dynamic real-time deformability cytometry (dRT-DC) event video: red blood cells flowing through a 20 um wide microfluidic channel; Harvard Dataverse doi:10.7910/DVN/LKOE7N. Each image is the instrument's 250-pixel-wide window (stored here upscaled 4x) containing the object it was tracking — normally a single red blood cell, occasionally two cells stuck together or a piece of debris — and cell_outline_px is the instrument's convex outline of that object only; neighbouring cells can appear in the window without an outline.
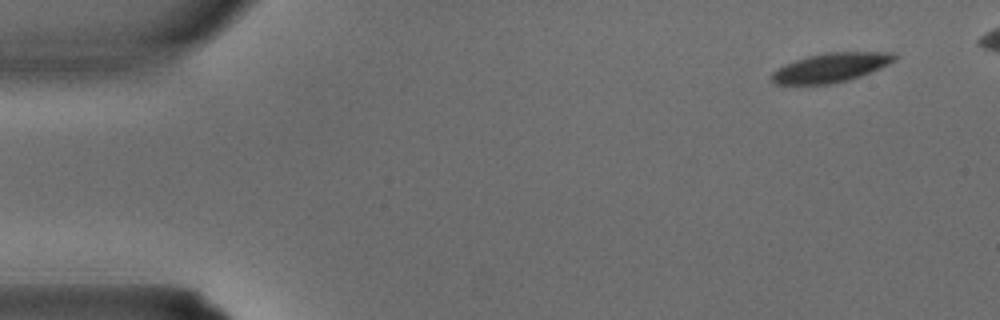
{"species": "common noctule bat (a hibernating species)", "species_latin": "Nyctalus noctula", "temperature_condition": "warm", "stored_images_in_passage": 4, "camera_frame_rate_fps": 3000, "um_per_image_px": 0.085, "animal": {"sex": "male", "body_mass_g": 15.6}, "frame": {"image": 1, "passage_image": 1, "time_ms": 0.0, "image_size_px": [1000, 320], "cell_outline_px": [[900, 56], [896, 60], [880, 68], [860, 76], [848, 80], [832, 84], [776, 84], [772, 80], [772, 72], [776, 68], [784, 64], [808, 56], [824, 52], [892, 52]], "centroid_in_image_um": [70.64, 5.73], "position_along_channel_um": 14.4, "area_um2": 20.92}}